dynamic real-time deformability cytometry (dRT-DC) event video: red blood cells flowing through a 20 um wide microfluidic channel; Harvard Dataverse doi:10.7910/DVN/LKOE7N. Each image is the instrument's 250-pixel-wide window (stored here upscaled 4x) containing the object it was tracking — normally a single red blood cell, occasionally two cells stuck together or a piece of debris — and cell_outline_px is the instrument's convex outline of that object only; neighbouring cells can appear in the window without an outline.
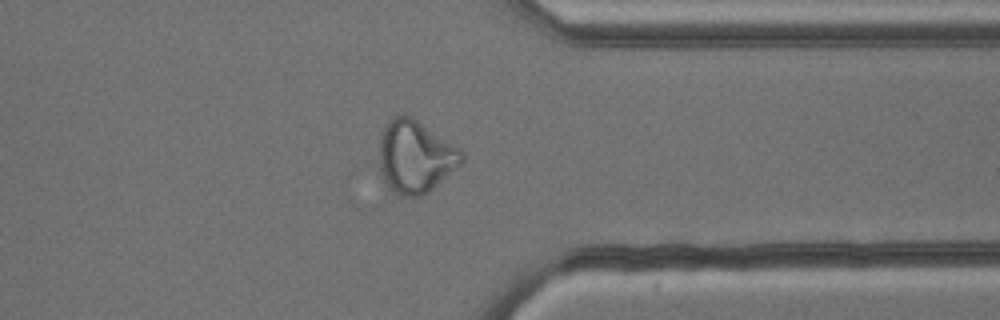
{"species": "common noctule bat (a hibernating species)", "species_latin": "Nyctalus noctula", "temperature_condition": "cold", "stored_images_in_passage": 48, "camera_frame_rate_fps": 3000, "um_per_image_px": 0.085, "animal": {"sex": "male", "body_mass_g": 13.3}, "frame": {"image": 1, "passage_image": 36, "time_ms": 11.667, "image_size_px": [1000, 320], "cell_outline_px": [[464, 160], [460, 164], [428, 192], [420, 196], [400, 196], [392, 192], [388, 188], [380, 176], [380, 136], [388, 120], [392, 116], [412, 116], [460, 148], [464, 152]], "centroid_in_image_um": [35.28, 13.32], "position_along_channel_um": 376.1, "area_um2": 34.91}}